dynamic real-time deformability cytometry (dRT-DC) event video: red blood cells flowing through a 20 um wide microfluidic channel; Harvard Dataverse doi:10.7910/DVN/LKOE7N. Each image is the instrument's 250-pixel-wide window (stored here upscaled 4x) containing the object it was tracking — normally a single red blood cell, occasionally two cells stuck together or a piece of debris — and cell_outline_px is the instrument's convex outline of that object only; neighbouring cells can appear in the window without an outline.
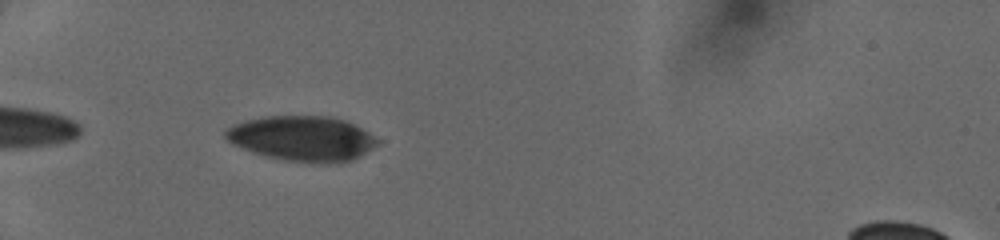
{"species": "human", "species_latin": "Homo sapiens", "temperature_condition": "cold", "stored_images_in_passage": 34, "camera_frame_rate_fps": 3000, "um_per_image_px": 0.085, "donor": {"sex": "female"}, "frame": {"image": 1, "passage_image": 2, "time_ms": 0.333, "image_size_px": [1000, 240], "cell_outline_px": [[380, 144], [360, 156], [352, 160], [328, 164], [320, 164], [284, 160], [264, 156], [252, 152], [232, 144], [224, 136], [224, 132], [228, 128], [244, 120], [264, 116], [332, 116], [344, 120], [368, 132], [380, 140]], "centroid_in_image_um": [25.7, 11.78], "position_along_channel_um": 59.3, "area_um2": 40.17}}
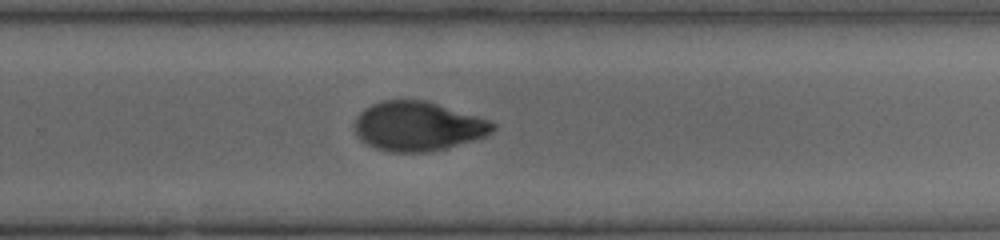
{"frame": {"image": 2, "passage_image": 20, "time_ms": 6.333, "image_size_px": [1000, 240], "cell_outline_px": [[496, 128], [484, 136], [472, 140], [444, 148], [428, 152], [388, 152], [376, 148], [360, 140], [356, 132], [356, 120], [360, 112], [364, 108], [372, 104], [384, 100], [428, 100], [492, 120], [496, 124]], "centroid_in_image_um": [35.55, 10.71], "position_along_channel_um": 294.3, "area_um2": 39.71}}
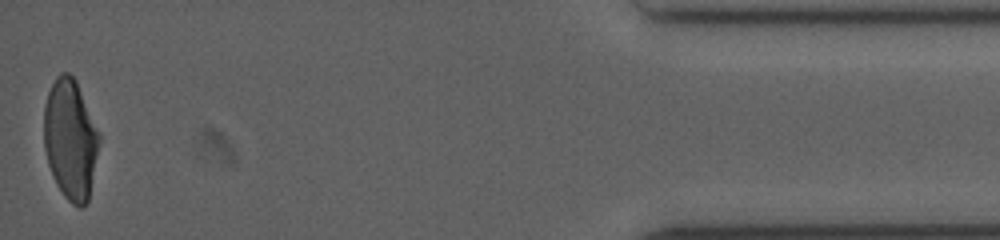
{"frame": {"image": 3, "passage_image": 34, "time_ms": 11.0, "image_size_px": [1000, 240], "cell_outline_px": [[100, 140], [88, 200], [80, 208], [72, 204], [64, 196], [56, 184], [52, 176], [48, 164], [44, 148], [44, 104], [48, 92], [56, 76], [60, 72], [68, 72], [76, 80], [100, 132]], "centroid_in_image_um": [5.98, 11.82], "position_along_channel_um": 429.2, "area_um2": 38.84}}